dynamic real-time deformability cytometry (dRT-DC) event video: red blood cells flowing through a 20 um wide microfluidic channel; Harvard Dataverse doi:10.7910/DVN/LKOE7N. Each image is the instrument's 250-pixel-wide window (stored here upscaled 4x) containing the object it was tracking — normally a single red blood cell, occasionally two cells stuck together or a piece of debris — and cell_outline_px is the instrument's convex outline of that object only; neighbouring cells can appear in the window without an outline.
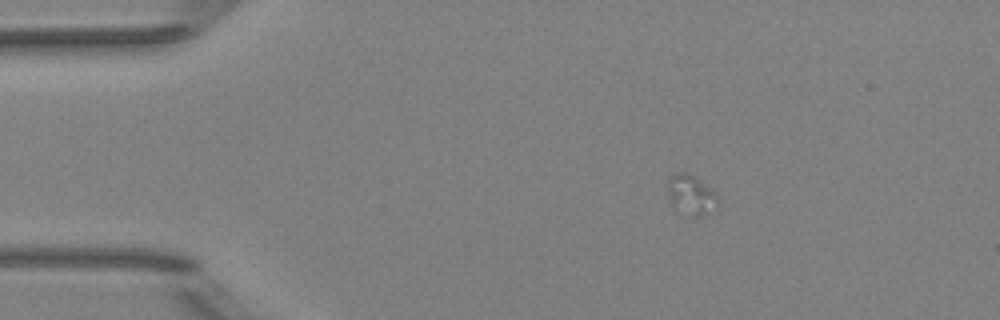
{"species": "Egyptian fruit bat (a non-hibernating species)", "species_latin": "Rousettus aegyptiacus", "temperature_condition": "room temperature", "stored_images_in_passage": 5, "camera_frame_rate_fps": 3000, "um_per_image_px": 0.085, "animal": {"sex": "female"}, "frame": {"image": 1, "passage_image": 3, "time_ms": 3.0, "image_size_px": [1000, 320], "cell_outline_px": [[720, 196], [704, 216], [696, 216], [672, 204], [668, 192], [668, 176], [676, 172], [684, 172], [692, 176]], "centroid_in_image_um": [58.7, 16.5], "position_along_channel_um": 26.3, "area_um2": 10.75}}